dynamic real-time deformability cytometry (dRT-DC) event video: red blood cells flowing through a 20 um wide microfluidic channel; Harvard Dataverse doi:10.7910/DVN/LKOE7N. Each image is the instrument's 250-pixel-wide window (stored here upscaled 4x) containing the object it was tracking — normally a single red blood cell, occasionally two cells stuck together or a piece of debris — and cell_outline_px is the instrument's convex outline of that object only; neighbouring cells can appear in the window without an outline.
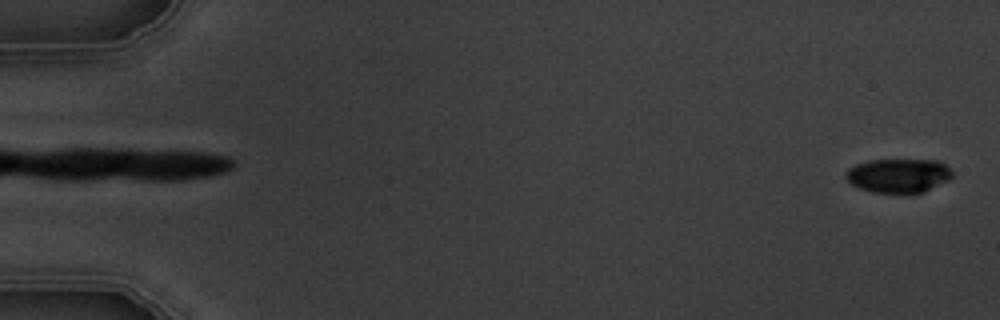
{"species": "common noctule bat (a hibernating species)", "species_latin": "Nyctalus noctula", "temperature_condition": "warm", "stored_images_in_passage": 3, "camera_frame_rate_fps": 3000, "um_per_image_px": 0.085, "animal": {"sex": "male", "body_mass_g": 19.5, "forearm_length_mm": 54.6}, "frame": {"image": 1, "passage_image": 3, "time_ms": 2.333, "image_size_px": [1000, 320], "cell_outline_px": [[952, 176], [948, 180], [924, 192], [872, 192], [860, 188], [852, 184], [844, 176], [844, 172], [848, 168], [856, 164], [868, 160], [940, 160], [952, 172]], "centroid_in_image_um": [76.34, 14.91], "position_along_channel_um": 8.7, "area_um2": 20.98}}